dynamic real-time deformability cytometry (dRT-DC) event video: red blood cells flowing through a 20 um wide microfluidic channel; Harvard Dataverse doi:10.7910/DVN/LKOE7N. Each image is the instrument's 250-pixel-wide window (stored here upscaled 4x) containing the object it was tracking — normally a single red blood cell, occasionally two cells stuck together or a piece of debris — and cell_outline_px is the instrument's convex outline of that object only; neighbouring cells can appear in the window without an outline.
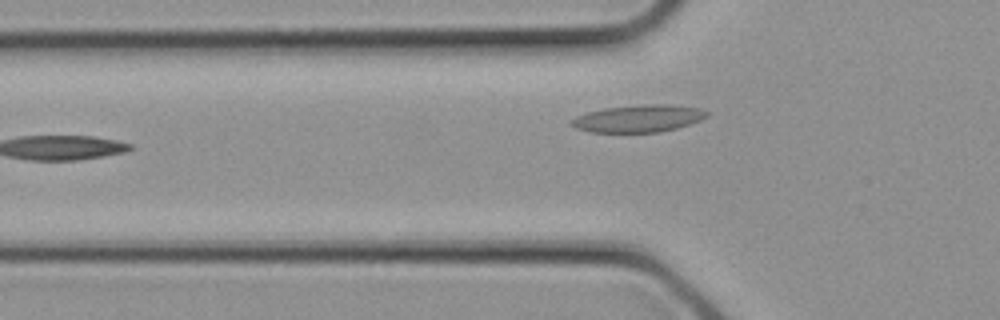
{"species": "common noctule bat (a hibernating species)", "species_latin": "Nyctalus noctula", "temperature_condition": "cold", "stored_images_in_passage": 10, "camera_frame_rate_fps": 3000, "um_per_image_px": 0.085, "animal": {"sex": "female", "body_mass_g": 21.9}, "frame": {"image": 1, "passage_image": 10, "time_ms": 3.0, "image_size_px": [1000, 320], "cell_outline_px": [[708, 116], [700, 120], [676, 128], [660, 132], [588, 132], [576, 128], [568, 124], [568, 120], [576, 116], [588, 112], [604, 108], [644, 104], [664, 104], [700, 108], [708, 112]], "centroid_in_image_um": [54.21, 10.07], "position_along_channel_um": 71.6, "area_um2": 21.56}}